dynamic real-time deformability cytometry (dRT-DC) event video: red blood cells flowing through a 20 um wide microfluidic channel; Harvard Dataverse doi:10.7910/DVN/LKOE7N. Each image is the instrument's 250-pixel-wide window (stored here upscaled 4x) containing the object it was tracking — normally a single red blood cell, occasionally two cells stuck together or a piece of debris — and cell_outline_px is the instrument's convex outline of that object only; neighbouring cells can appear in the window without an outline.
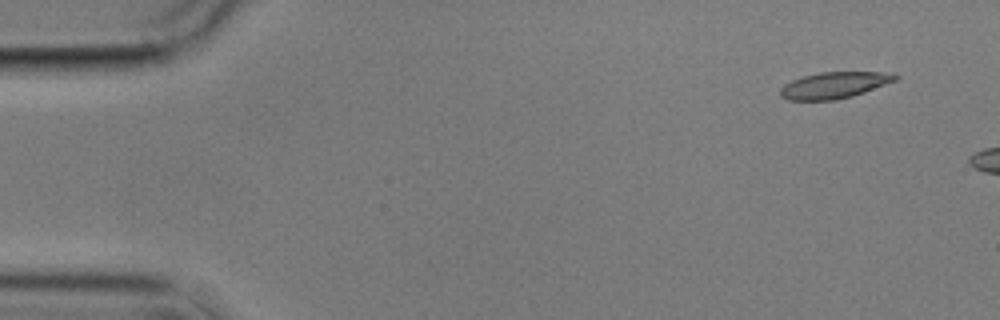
{"species": "common noctule bat (a hibernating species)", "species_latin": "Nyctalus noctula", "temperature_condition": "cold", "stored_images_in_passage": 3, "camera_frame_rate_fps": 3000, "um_per_image_px": 0.085, "animal": {"sex": "male", "body_mass_g": 17.9}, "frame": {"image": 1, "passage_image": 3, "time_ms": 2.333, "image_size_px": [1000, 320], "cell_outline_px": [[900, 76], [896, 80], [864, 92], [852, 96], [836, 100], [788, 100], [780, 96], [780, 88], [784, 84], [792, 80], [804, 76], [820, 72], [892, 72]], "centroid_in_image_um": [70.91, 7.24], "position_along_channel_um": 14.1, "area_um2": 17.69}}